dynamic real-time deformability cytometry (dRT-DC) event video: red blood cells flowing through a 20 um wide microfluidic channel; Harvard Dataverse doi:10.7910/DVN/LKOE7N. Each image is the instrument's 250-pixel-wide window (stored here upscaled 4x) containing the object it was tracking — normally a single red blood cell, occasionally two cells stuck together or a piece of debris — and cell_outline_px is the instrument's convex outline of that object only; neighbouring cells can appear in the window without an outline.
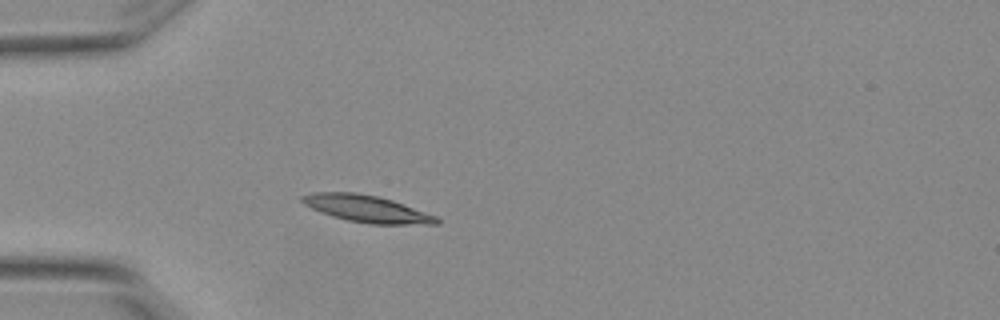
{"species": "Egyptian fruit bat (a non-hibernating species)", "species_latin": "Rousettus aegyptiacus", "temperature_condition": "warm", "stored_images_in_passage": 1, "camera_frame_rate_fps": 3000, "um_per_image_px": 0.085, "animal": {"sex": "female"}, "frame": {"image": 1, "passage_image": 1, "time_ms": 0.0, "image_size_px": [1000, 320], "cell_outline_px": [[440, 224], [372, 224], [348, 220], [332, 216], [320, 212], [304, 204], [300, 200], [300, 196], [312, 192], [356, 192], [376, 196], [392, 200], [436, 216], [440, 220]], "centroid_in_image_um": [31.14, 17.74], "position_along_channel_um": 53.9, "area_um2": 20.98}}